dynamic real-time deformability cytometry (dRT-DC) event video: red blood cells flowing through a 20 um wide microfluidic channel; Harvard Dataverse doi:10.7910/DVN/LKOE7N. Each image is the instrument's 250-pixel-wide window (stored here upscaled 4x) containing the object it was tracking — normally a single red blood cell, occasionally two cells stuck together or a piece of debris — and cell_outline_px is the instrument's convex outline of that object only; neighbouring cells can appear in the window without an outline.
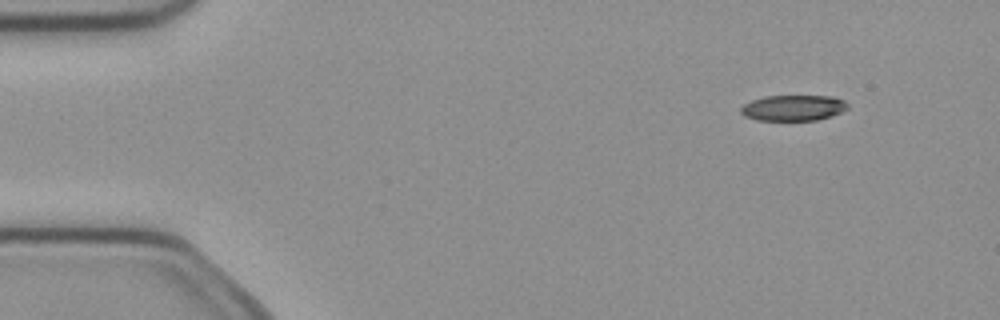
{"species": "common noctule bat (a hibernating species)", "species_latin": "Nyctalus noctula", "temperature_condition": "cold", "stored_images_in_passage": 5, "camera_frame_rate_fps": 3000, "um_per_image_px": 0.085, "animal": {"sex": "female", "body_mass_g": 21.9}, "frame": {"image": 1, "passage_image": 2, "time_ms": 0.333, "image_size_px": [1000, 320], "cell_outline_px": [[848, 108], [832, 116], [816, 120], [756, 120], [744, 116], [740, 112], [740, 108], [744, 104], [752, 100], [764, 96], [832, 96], [844, 100], [848, 104]], "centroid_in_image_um": [67.42, 9.17], "position_along_channel_um": 17.6, "area_um2": 16.07}}